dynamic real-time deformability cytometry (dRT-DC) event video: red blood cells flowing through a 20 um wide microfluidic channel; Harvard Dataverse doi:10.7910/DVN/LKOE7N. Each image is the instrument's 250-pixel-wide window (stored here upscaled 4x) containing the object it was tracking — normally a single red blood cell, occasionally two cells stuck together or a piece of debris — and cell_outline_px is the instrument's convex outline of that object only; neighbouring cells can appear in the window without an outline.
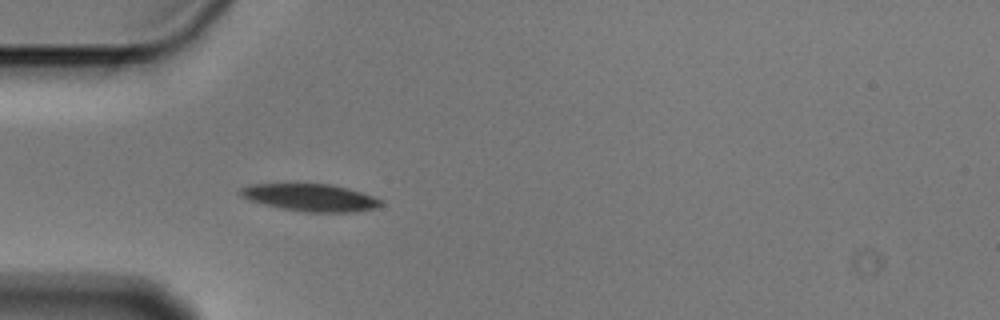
{"species": "Egyptian fruit bat (a non-hibernating species)", "species_latin": "Rousettus aegyptiacus", "temperature_condition": "cold", "stored_images_in_passage": 4, "camera_frame_rate_fps": 3000, "um_per_image_px": 0.085, "animal": {"sex": "male"}, "frame": {"image": 1, "passage_image": 4, "time_ms": 1.0, "image_size_px": [1000, 320], "cell_outline_px": [[384, 204], [376, 208], [352, 212], [308, 212], [280, 208], [248, 200], [240, 196], [240, 188], [252, 184], [332, 184], [348, 188], [384, 200]], "centroid_in_image_um": [26.41, 16.79], "position_along_channel_um": 58.6, "area_um2": 22.37}}